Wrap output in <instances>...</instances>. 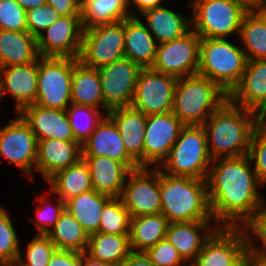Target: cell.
Returning a JSON list of instances; mask_svg holds the SVG:
<instances>
[{"instance_id": "6da1fadb", "label": "cell", "mask_w": 266, "mask_h": 266, "mask_svg": "<svg viewBox=\"0 0 266 266\" xmlns=\"http://www.w3.org/2000/svg\"><path fill=\"white\" fill-rule=\"evenodd\" d=\"M212 162L206 181L213 221L219 227H242L266 207L257 189L263 185L250 166L248 154L215 158Z\"/></svg>"}, {"instance_id": "7a4b0ae2", "label": "cell", "mask_w": 266, "mask_h": 266, "mask_svg": "<svg viewBox=\"0 0 266 266\" xmlns=\"http://www.w3.org/2000/svg\"><path fill=\"white\" fill-rule=\"evenodd\" d=\"M262 121L258 113L228 99L203 124L212 159L248 154L252 134Z\"/></svg>"}, {"instance_id": "3957f363", "label": "cell", "mask_w": 266, "mask_h": 266, "mask_svg": "<svg viewBox=\"0 0 266 266\" xmlns=\"http://www.w3.org/2000/svg\"><path fill=\"white\" fill-rule=\"evenodd\" d=\"M161 213L171 222L211 221L207 181L160 170Z\"/></svg>"}, {"instance_id": "277c9868", "label": "cell", "mask_w": 266, "mask_h": 266, "mask_svg": "<svg viewBox=\"0 0 266 266\" xmlns=\"http://www.w3.org/2000/svg\"><path fill=\"white\" fill-rule=\"evenodd\" d=\"M228 99L218 84L197 73L177 79L171 112L183 125H203Z\"/></svg>"}, {"instance_id": "5b68a950", "label": "cell", "mask_w": 266, "mask_h": 266, "mask_svg": "<svg viewBox=\"0 0 266 266\" xmlns=\"http://www.w3.org/2000/svg\"><path fill=\"white\" fill-rule=\"evenodd\" d=\"M203 125H184L164 161L157 167L172 176L206 180L212 157ZM167 171V172H166Z\"/></svg>"}, {"instance_id": "8992f818", "label": "cell", "mask_w": 266, "mask_h": 266, "mask_svg": "<svg viewBox=\"0 0 266 266\" xmlns=\"http://www.w3.org/2000/svg\"><path fill=\"white\" fill-rule=\"evenodd\" d=\"M246 63L243 48L226 38H201L197 73L218 84L228 95L241 81Z\"/></svg>"}, {"instance_id": "52a82bcc", "label": "cell", "mask_w": 266, "mask_h": 266, "mask_svg": "<svg viewBox=\"0 0 266 266\" xmlns=\"http://www.w3.org/2000/svg\"><path fill=\"white\" fill-rule=\"evenodd\" d=\"M192 30L201 38H226L239 35L248 8L239 0H191Z\"/></svg>"}, {"instance_id": "ba28073f", "label": "cell", "mask_w": 266, "mask_h": 266, "mask_svg": "<svg viewBox=\"0 0 266 266\" xmlns=\"http://www.w3.org/2000/svg\"><path fill=\"white\" fill-rule=\"evenodd\" d=\"M78 62L79 59L73 57H40L37 98L34 104L66 110L71 104L72 74Z\"/></svg>"}, {"instance_id": "9c48e42d", "label": "cell", "mask_w": 266, "mask_h": 266, "mask_svg": "<svg viewBox=\"0 0 266 266\" xmlns=\"http://www.w3.org/2000/svg\"><path fill=\"white\" fill-rule=\"evenodd\" d=\"M125 19L83 29L79 61L90 68H100L125 57Z\"/></svg>"}, {"instance_id": "30bf717a", "label": "cell", "mask_w": 266, "mask_h": 266, "mask_svg": "<svg viewBox=\"0 0 266 266\" xmlns=\"http://www.w3.org/2000/svg\"><path fill=\"white\" fill-rule=\"evenodd\" d=\"M120 199L131 218L161 213L160 170L157 167L131 170Z\"/></svg>"}, {"instance_id": "8fae6325", "label": "cell", "mask_w": 266, "mask_h": 266, "mask_svg": "<svg viewBox=\"0 0 266 266\" xmlns=\"http://www.w3.org/2000/svg\"><path fill=\"white\" fill-rule=\"evenodd\" d=\"M247 238L243 227H219L190 266H244Z\"/></svg>"}, {"instance_id": "7c38bea8", "label": "cell", "mask_w": 266, "mask_h": 266, "mask_svg": "<svg viewBox=\"0 0 266 266\" xmlns=\"http://www.w3.org/2000/svg\"><path fill=\"white\" fill-rule=\"evenodd\" d=\"M201 37L192 29L184 36L158 44L154 71L180 78L197 74Z\"/></svg>"}, {"instance_id": "4fadbf2b", "label": "cell", "mask_w": 266, "mask_h": 266, "mask_svg": "<svg viewBox=\"0 0 266 266\" xmlns=\"http://www.w3.org/2000/svg\"><path fill=\"white\" fill-rule=\"evenodd\" d=\"M177 77L143 68L139 74L131 107L146 116L172 111Z\"/></svg>"}, {"instance_id": "5bb4252c", "label": "cell", "mask_w": 266, "mask_h": 266, "mask_svg": "<svg viewBox=\"0 0 266 266\" xmlns=\"http://www.w3.org/2000/svg\"><path fill=\"white\" fill-rule=\"evenodd\" d=\"M142 69L127 57L98 68L105 115L111 109L131 106L135 86Z\"/></svg>"}, {"instance_id": "9a60e30c", "label": "cell", "mask_w": 266, "mask_h": 266, "mask_svg": "<svg viewBox=\"0 0 266 266\" xmlns=\"http://www.w3.org/2000/svg\"><path fill=\"white\" fill-rule=\"evenodd\" d=\"M8 122L0 127V155L32 179L37 157L36 136L19 114Z\"/></svg>"}, {"instance_id": "2e32d148", "label": "cell", "mask_w": 266, "mask_h": 266, "mask_svg": "<svg viewBox=\"0 0 266 266\" xmlns=\"http://www.w3.org/2000/svg\"><path fill=\"white\" fill-rule=\"evenodd\" d=\"M37 39L40 57L78 58L82 46L81 16H60Z\"/></svg>"}, {"instance_id": "e0dca14e", "label": "cell", "mask_w": 266, "mask_h": 266, "mask_svg": "<svg viewBox=\"0 0 266 266\" xmlns=\"http://www.w3.org/2000/svg\"><path fill=\"white\" fill-rule=\"evenodd\" d=\"M184 125L172 113L147 116L144 138V167L159 166L178 139Z\"/></svg>"}, {"instance_id": "ac0fdd59", "label": "cell", "mask_w": 266, "mask_h": 266, "mask_svg": "<svg viewBox=\"0 0 266 266\" xmlns=\"http://www.w3.org/2000/svg\"><path fill=\"white\" fill-rule=\"evenodd\" d=\"M229 100L258 112L266 120V59L247 60L242 79L229 94Z\"/></svg>"}, {"instance_id": "d6986e66", "label": "cell", "mask_w": 266, "mask_h": 266, "mask_svg": "<svg viewBox=\"0 0 266 266\" xmlns=\"http://www.w3.org/2000/svg\"><path fill=\"white\" fill-rule=\"evenodd\" d=\"M82 157L106 156L122 162L130 171L140 168L127 154L121 134L108 116L99 122L94 132L81 145Z\"/></svg>"}, {"instance_id": "ffe728a7", "label": "cell", "mask_w": 266, "mask_h": 266, "mask_svg": "<svg viewBox=\"0 0 266 266\" xmlns=\"http://www.w3.org/2000/svg\"><path fill=\"white\" fill-rule=\"evenodd\" d=\"M17 114L29 125L37 141L45 139L76 141L66 110L30 104Z\"/></svg>"}, {"instance_id": "44dd1931", "label": "cell", "mask_w": 266, "mask_h": 266, "mask_svg": "<svg viewBox=\"0 0 266 266\" xmlns=\"http://www.w3.org/2000/svg\"><path fill=\"white\" fill-rule=\"evenodd\" d=\"M38 60L28 65L0 68L2 96L9 93L15 99L16 114L37 98Z\"/></svg>"}, {"instance_id": "7402d4cb", "label": "cell", "mask_w": 266, "mask_h": 266, "mask_svg": "<svg viewBox=\"0 0 266 266\" xmlns=\"http://www.w3.org/2000/svg\"><path fill=\"white\" fill-rule=\"evenodd\" d=\"M107 115L116 124L127 154L144 167V138L147 116L131 106L109 110Z\"/></svg>"}, {"instance_id": "603a6c76", "label": "cell", "mask_w": 266, "mask_h": 266, "mask_svg": "<svg viewBox=\"0 0 266 266\" xmlns=\"http://www.w3.org/2000/svg\"><path fill=\"white\" fill-rule=\"evenodd\" d=\"M82 158L77 141L45 139L37 141L36 170L46 181L56 172L76 164Z\"/></svg>"}, {"instance_id": "cb8c5ba5", "label": "cell", "mask_w": 266, "mask_h": 266, "mask_svg": "<svg viewBox=\"0 0 266 266\" xmlns=\"http://www.w3.org/2000/svg\"><path fill=\"white\" fill-rule=\"evenodd\" d=\"M210 224L211 221L171 222L166 237L190 264L199 255L205 242L219 228Z\"/></svg>"}, {"instance_id": "d4e9b609", "label": "cell", "mask_w": 266, "mask_h": 266, "mask_svg": "<svg viewBox=\"0 0 266 266\" xmlns=\"http://www.w3.org/2000/svg\"><path fill=\"white\" fill-rule=\"evenodd\" d=\"M86 162L93 189L112 198H120L130 170L122 163L106 156L82 157Z\"/></svg>"}, {"instance_id": "484cf974", "label": "cell", "mask_w": 266, "mask_h": 266, "mask_svg": "<svg viewBox=\"0 0 266 266\" xmlns=\"http://www.w3.org/2000/svg\"><path fill=\"white\" fill-rule=\"evenodd\" d=\"M158 43L140 18H125V57L142 68H151Z\"/></svg>"}, {"instance_id": "4316f807", "label": "cell", "mask_w": 266, "mask_h": 266, "mask_svg": "<svg viewBox=\"0 0 266 266\" xmlns=\"http://www.w3.org/2000/svg\"><path fill=\"white\" fill-rule=\"evenodd\" d=\"M39 58L37 39L28 31L0 30V68L28 65Z\"/></svg>"}, {"instance_id": "83f0119b", "label": "cell", "mask_w": 266, "mask_h": 266, "mask_svg": "<svg viewBox=\"0 0 266 266\" xmlns=\"http://www.w3.org/2000/svg\"><path fill=\"white\" fill-rule=\"evenodd\" d=\"M142 15L158 44L180 38L192 29L191 17H184L164 6L146 10Z\"/></svg>"}, {"instance_id": "f1b7e54d", "label": "cell", "mask_w": 266, "mask_h": 266, "mask_svg": "<svg viewBox=\"0 0 266 266\" xmlns=\"http://www.w3.org/2000/svg\"><path fill=\"white\" fill-rule=\"evenodd\" d=\"M71 103L90 106L99 110L102 107L105 111L98 69L84 66L80 61L74 66L71 82Z\"/></svg>"}, {"instance_id": "f546056e", "label": "cell", "mask_w": 266, "mask_h": 266, "mask_svg": "<svg viewBox=\"0 0 266 266\" xmlns=\"http://www.w3.org/2000/svg\"><path fill=\"white\" fill-rule=\"evenodd\" d=\"M112 197L94 189L81 193L65 202V209L80 223L88 236L97 233L101 212Z\"/></svg>"}, {"instance_id": "4dcf8cb0", "label": "cell", "mask_w": 266, "mask_h": 266, "mask_svg": "<svg viewBox=\"0 0 266 266\" xmlns=\"http://www.w3.org/2000/svg\"><path fill=\"white\" fill-rule=\"evenodd\" d=\"M169 223L162 213L131 218L129 232L131 250L146 252L166 238Z\"/></svg>"}, {"instance_id": "1f68e13d", "label": "cell", "mask_w": 266, "mask_h": 266, "mask_svg": "<svg viewBox=\"0 0 266 266\" xmlns=\"http://www.w3.org/2000/svg\"><path fill=\"white\" fill-rule=\"evenodd\" d=\"M47 182L53 192L65 203L81 193L93 190L86 162L81 158L76 164L56 172Z\"/></svg>"}, {"instance_id": "d6a6232c", "label": "cell", "mask_w": 266, "mask_h": 266, "mask_svg": "<svg viewBox=\"0 0 266 266\" xmlns=\"http://www.w3.org/2000/svg\"><path fill=\"white\" fill-rule=\"evenodd\" d=\"M128 0H81V21L84 28L123 21L137 13L128 10Z\"/></svg>"}, {"instance_id": "836d02e7", "label": "cell", "mask_w": 266, "mask_h": 266, "mask_svg": "<svg viewBox=\"0 0 266 266\" xmlns=\"http://www.w3.org/2000/svg\"><path fill=\"white\" fill-rule=\"evenodd\" d=\"M129 235L93 233L86 253L93 259L118 266L130 253Z\"/></svg>"}, {"instance_id": "e575fe53", "label": "cell", "mask_w": 266, "mask_h": 266, "mask_svg": "<svg viewBox=\"0 0 266 266\" xmlns=\"http://www.w3.org/2000/svg\"><path fill=\"white\" fill-rule=\"evenodd\" d=\"M47 236L59 250L86 252L88 248V234L66 209Z\"/></svg>"}, {"instance_id": "d590c367", "label": "cell", "mask_w": 266, "mask_h": 266, "mask_svg": "<svg viewBox=\"0 0 266 266\" xmlns=\"http://www.w3.org/2000/svg\"><path fill=\"white\" fill-rule=\"evenodd\" d=\"M247 60L266 59V14L247 11L238 35Z\"/></svg>"}, {"instance_id": "8d00e7d4", "label": "cell", "mask_w": 266, "mask_h": 266, "mask_svg": "<svg viewBox=\"0 0 266 266\" xmlns=\"http://www.w3.org/2000/svg\"><path fill=\"white\" fill-rule=\"evenodd\" d=\"M66 113L73 130L74 138L81 145L94 132L99 122L105 116L102 110L74 103L68 106Z\"/></svg>"}, {"instance_id": "74e56055", "label": "cell", "mask_w": 266, "mask_h": 266, "mask_svg": "<svg viewBox=\"0 0 266 266\" xmlns=\"http://www.w3.org/2000/svg\"><path fill=\"white\" fill-rule=\"evenodd\" d=\"M242 227L247 238V260L258 266H266V207L257 212ZM255 240L261 241L262 248L255 247Z\"/></svg>"}, {"instance_id": "f35d334b", "label": "cell", "mask_w": 266, "mask_h": 266, "mask_svg": "<svg viewBox=\"0 0 266 266\" xmlns=\"http://www.w3.org/2000/svg\"><path fill=\"white\" fill-rule=\"evenodd\" d=\"M98 232L129 235L131 216L120 198H112L101 212Z\"/></svg>"}, {"instance_id": "ab89813d", "label": "cell", "mask_w": 266, "mask_h": 266, "mask_svg": "<svg viewBox=\"0 0 266 266\" xmlns=\"http://www.w3.org/2000/svg\"><path fill=\"white\" fill-rule=\"evenodd\" d=\"M18 240L9 214L0 206V265L16 263L20 252Z\"/></svg>"}, {"instance_id": "60d3db41", "label": "cell", "mask_w": 266, "mask_h": 266, "mask_svg": "<svg viewBox=\"0 0 266 266\" xmlns=\"http://www.w3.org/2000/svg\"><path fill=\"white\" fill-rule=\"evenodd\" d=\"M26 249V260L20 249L15 263L17 266H47L56 247L47 235L37 234Z\"/></svg>"}, {"instance_id": "b9f144b4", "label": "cell", "mask_w": 266, "mask_h": 266, "mask_svg": "<svg viewBox=\"0 0 266 266\" xmlns=\"http://www.w3.org/2000/svg\"><path fill=\"white\" fill-rule=\"evenodd\" d=\"M248 155L251 162H254V170L259 181L266 184V120H263L254 130Z\"/></svg>"}, {"instance_id": "7bdbcfd3", "label": "cell", "mask_w": 266, "mask_h": 266, "mask_svg": "<svg viewBox=\"0 0 266 266\" xmlns=\"http://www.w3.org/2000/svg\"><path fill=\"white\" fill-rule=\"evenodd\" d=\"M58 203L56 206H52L51 204L47 205L46 203V197L39 196L38 200V206L36 207V220L31 218L30 220H33V223L35 224L36 229H38V234L47 235L50 231V228L52 229L56 222L59 220L60 215L65 210V203L58 197ZM46 204V205H45ZM52 206V208L50 207ZM51 209H50V208ZM50 210V211H49Z\"/></svg>"}, {"instance_id": "ee69618b", "label": "cell", "mask_w": 266, "mask_h": 266, "mask_svg": "<svg viewBox=\"0 0 266 266\" xmlns=\"http://www.w3.org/2000/svg\"><path fill=\"white\" fill-rule=\"evenodd\" d=\"M0 30L27 31L26 11L16 0H0Z\"/></svg>"}, {"instance_id": "f6af8a7d", "label": "cell", "mask_w": 266, "mask_h": 266, "mask_svg": "<svg viewBox=\"0 0 266 266\" xmlns=\"http://www.w3.org/2000/svg\"><path fill=\"white\" fill-rule=\"evenodd\" d=\"M61 15L50 5L45 4L26 11L27 31L37 38Z\"/></svg>"}, {"instance_id": "bcb514c9", "label": "cell", "mask_w": 266, "mask_h": 266, "mask_svg": "<svg viewBox=\"0 0 266 266\" xmlns=\"http://www.w3.org/2000/svg\"><path fill=\"white\" fill-rule=\"evenodd\" d=\"M146 255L155 266H185L186 261L166 238L149 248ZM184 263V264H183Z\"/></svg>"}, {"instance_id": "7dc6e473", "label": "cell", "mask_w": 266, "mask_h": 266, "mask_svg": "<svg viewBox=\"0 0 266 266\" xmlns=\"http://www.w3.org/2000/svg\"><path fill=\"white\" fill-rule=\"evenodd\" d=\"M84 252L56 249L47 266H83Z\"/></svg>"}, {"instance_id": "c3c4849f", "label": "cell", "mask_w": 266, "mask_h": 266, "mask_svg": "<svg viewBox=\"0 0 266 266\" xmlns=\"http://www.w3.org/2000/svg\"><path fill=\"white\" fill-rule=\"evenodd\" d=\"M61 16H81V0H46Z\"/></svg>"}, {"instance_id": "681fc988", "label": "cell", "mask_w": 266, "mask_h": 266, "mask_svg": "<svg viewBox=\"0 0 266 266\" xmlns=\"http://www.w3.org/2000/svg\"><path fill=\"white\" fill-rule=\"evenodd\" d=\"M118 266H155L145 252H131Z\"/></svg>"}, {"instance_id": "f907efd6", "label": "cell", "mask_w": 266, "mask_h": 266, "mask_svg": "<svg viewBox=\"0 0 266 266\" xmlns=\"http://www.w3.org/2000/svg\"><path fill=\"white\" fill-rule=\"evenodd\" d=\"M163 0H128V6H130V2H133V5L136 6L135 9H139L142 14L144 11L161 7V3Z\"/></svg>"}, {"instance_id": "816d5d0a", "label": "cell", "mask_w": 266, "mask_h": 266, "mask_svg": "<svg viewBox=\"0 0 266 266\" xmlns=\"http://www.w3.org/2000/svg\"><path fill=\"white\" fill-rule=\"evenodd\" d=\"M16 2L25 10L43 6L46 4V0H16Z\"/></svg>"}, {"instance_id": "f5cc1de1", "label": "cell", "mask_w": 266, "mask_h": 266, "mask_svg": "<svg viewBox=\"0 0 266 266\" xmlns=\"http://www.w3.org/2000/svg\"><path fill=\"white\" fill-rule=\"evenodd\" d=\"M249 11L266 14V0H254L248 7Z\"/></svg>"}, {"instance_id": "db71d44e", "label": "cell", "mask_w": 266, "mask_h": 266, "mask_svg": "<svg viewBox=\"0 0 266 266\" xmlns=\"http://www.w3.org/2000/svg\"><path fill=\"white\" fill-rule=\"evenodd\" d=\"M83 266H113V265L93 259L86 252H84V265Z\"/></svg>"}, {"instance_id": "11a10c76", "label": "cell", "mask_w": 266, "mask_h": 266, "mask_svg": "<svg viewBox=\"0 0 266 266\" xmlns=\"http://www.w3.org/2000/svg\"><path fill=\"white\" fill-rule=\"evenodd\" d=\"M241 1L247 8L254 2V0H239Z\"/></svg>"}, {"instance_id": "9f6ffc18", "label": "cell", "mask_w": 266, "mask_h": 266, "mask_svg": "<svg viewBox=\"0 0 266 266\" xmlns=\"http://www.w3.org/2000/svg\"><path fill=\"white\" fill-rule=\"evenodd\" d=\"M244 266H258V265H256V264H254V263H252L251 261H249V260H246V263H245V265Z\"/></svg>"}, {"instance_id": "6f0895ef", "label": "cell", "mask_w": 266, "mask_h": 266, "mask_svg": "<svg viewBox=\"0 0 266 266\" xmlns=\"http://www.w3.org/2000/svg\"><path fill=\"white\" fill-rule=\"evenodd\" d=\"M0 266H17L16 264H5V265H0Z\"/></svg>"}, {"instance_id": "680465c9", "label": "cell", "mask_w": 266, "mask_h": 266, "mask_svg": "<svg viewBox=\"0 0 266 266\" xmlns=\"http://www.w3.org/2000/svg\"><path fill=\"white\" fill-rule=\"evenodd\" d=\"M1 98H3V96H2V90H1V87H0V101H1Z\"/></svg>"}]
</instances>
